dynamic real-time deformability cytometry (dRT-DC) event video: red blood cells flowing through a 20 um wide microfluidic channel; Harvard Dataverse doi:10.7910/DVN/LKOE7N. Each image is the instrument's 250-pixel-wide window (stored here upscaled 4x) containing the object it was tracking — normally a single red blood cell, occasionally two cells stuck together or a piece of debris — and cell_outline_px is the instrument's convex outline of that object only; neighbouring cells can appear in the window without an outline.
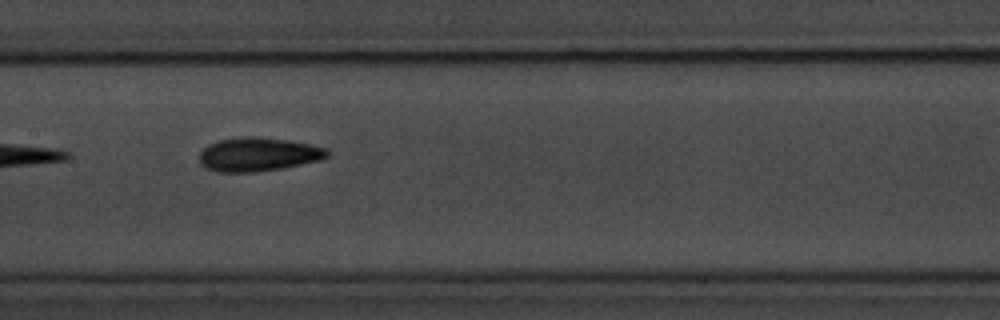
{"species": "common noctule bat (a hibernating species)", "species_latin": "Nyctalus noctula", "temperature_condition": "room temperature", "stored_images_in_passage": 11, "camera_frame_rate_fps": 3000, "um_per_image_px": 0.085, "animal": {"sex": "male", "body_mass_g": 20.1, "forearm_length_mm": 53.5}, "frame": {"image": 1, "passage_image": 4, "time_ms": 3.667, "image_size_px": [1000, 320], "cell_outline_px": [[328, 156], [320, 160], [284, 168], [256, 172], [220, 172], [204, 168], [200, 164], [200, 152], [208, 144], [220, 140], [240, 136], [260, 136], [288, 140], [328, 148]], "centroid_in_image_um": [21.93, 13.12], "position_along_channel_um": 185.5, "area_um2": 25.37}}